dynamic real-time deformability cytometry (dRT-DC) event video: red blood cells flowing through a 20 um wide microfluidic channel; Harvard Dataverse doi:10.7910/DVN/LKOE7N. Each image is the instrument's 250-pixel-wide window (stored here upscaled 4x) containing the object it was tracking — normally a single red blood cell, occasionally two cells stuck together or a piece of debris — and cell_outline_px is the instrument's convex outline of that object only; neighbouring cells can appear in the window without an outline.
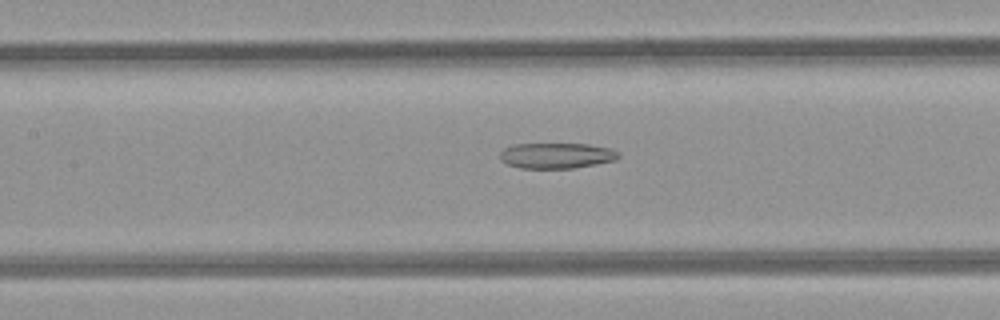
{"species": "common noctule bat (a hibernating species)", "species_latin": "Nyctalus noctula", "temperature_condition": "room temperature", "stored_images_in_passage": 49, "camera_frame_rate_fps": 3000, "um_per_image_px": 0.085, "animal": {"sex": "female", "body_mass_g": 21.9}, "frame": {"image": 1, "passage_image": 23, "time_ms": 7.333, "image_size_px": [1000, 320], "cell_outline_px": [[620, 156], [616, 160], [596, 164], [572, 168], [520, 168], [508, 164], [500, 160], [500, 152], [504, 148], [512, 144], [588, 144], [608, 148], [616, 152]], "centroid_in_image_um": [47.26, 13.22], "position_along_channel_um": 160.1, "area_um2": 17.57}}
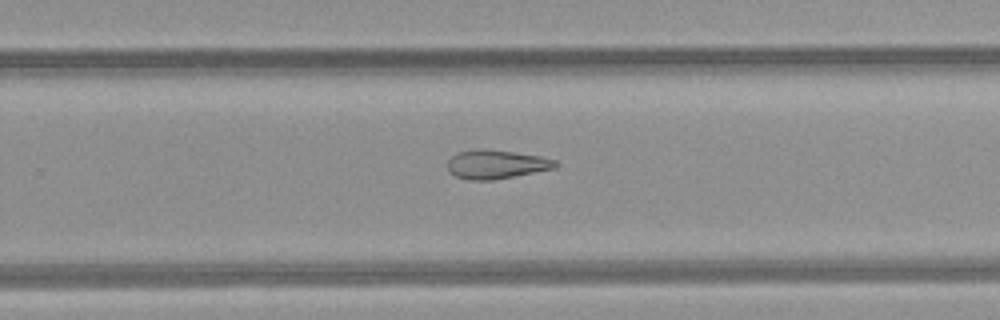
{"frame": {"image": 2, "passage_image": 32, "time_ms": 10.333, "image_size_px": [1000, 320], "cell_outline_px": [[556, 168], [492, 180], [468, 180], [456, 176], [448, 172], [448, 160], [456, 152], [476, 148], [484, 148], [540, 156], [556, 160]], "centroid_in_image_um": [42.13, 13.96], "position_along_channel_um": 287.7, "area_um2": 18.15}}
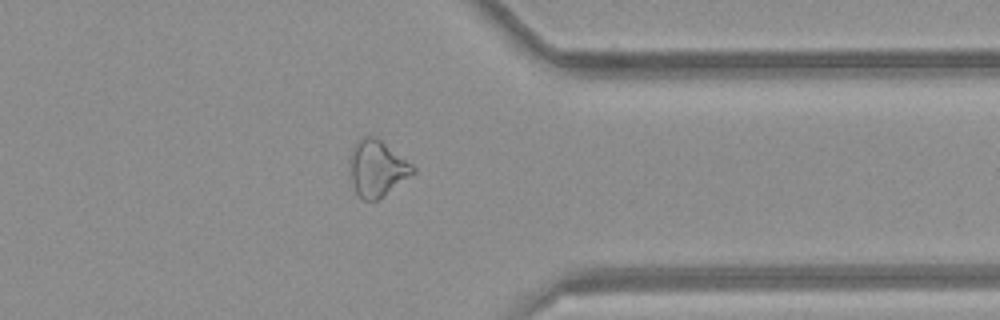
{"frame": {"image": 3, "passage_image": 39, "time_ms": 12.667, "image_size_px": [1000, 320], "cell_outline_px": [[416, 172], [376, 200], [360, 200], [352, 184], [348, 164], [348, 160], [352, 148], [356, 140], [364, 136], [376, 136], [412, 164], [416, 168]], "centroid_in_image_um": [32.0, 14.28], "position_along_channel_um": 379.4, "area_um2": 20.81}, "authors_computed_cell_mechanics": {"area_um2": 21.675, "velocity_mm_per_s": 4.2744, "shape_relaxation_time_tau1_ms": null, "shape_relaxation_time_tau2_ms": 7.2992, "deformation_change_tau1": null, "deformation_change_tau2": 0.2096}}